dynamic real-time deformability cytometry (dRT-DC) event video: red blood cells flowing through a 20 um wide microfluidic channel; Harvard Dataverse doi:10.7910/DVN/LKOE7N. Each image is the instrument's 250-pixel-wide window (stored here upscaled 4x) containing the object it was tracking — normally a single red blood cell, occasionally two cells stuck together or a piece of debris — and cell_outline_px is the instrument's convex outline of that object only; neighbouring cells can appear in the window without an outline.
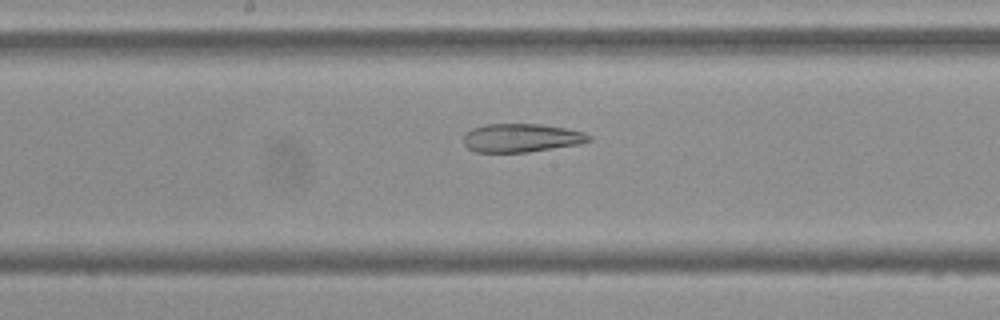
{"species": "Egyptian fruit bat (a non-hibernating species)", "species_latin": "Rousettus aegyptiacus", "temperature_condition": "cold", "stored_images_in_passage": 54, "camera_frame_rate_fps": 3000, "um_per_image_px": 0.085, "frame": {"image": 1, "passage_image": 28, "time_ms": 9.0, "image_size_px": [1000, 320], "cell_outline_px": [[592, 140], [580, 144], [528, 152], [476, 152], [468, 148], [464, 144], [464, 136], [472, 128], [484, 124], [540, 124], [564, 128], [584, 132], [592, 136]], "centroid_in_image_um": [44.33, 11.72], "position_along_channel_um": 203.9, "area_um2": 20.81}}
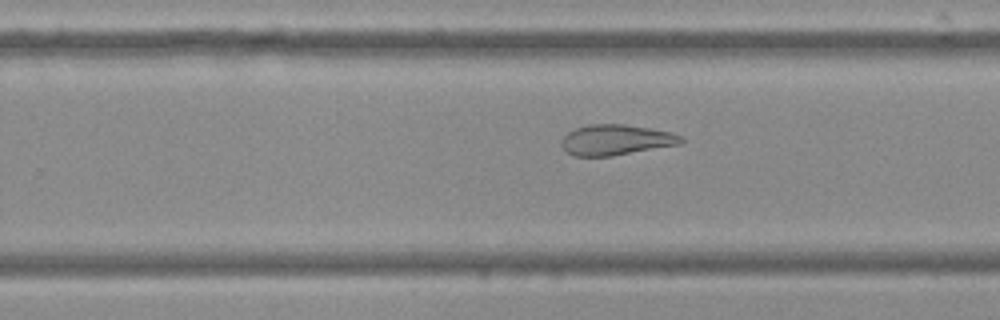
{"frame": {"image": 2, "passage_image": 34, "time_ms": 11.0, "image_size_px": [1000, 320], "cell_outline_px": [[684, 140], [680, 144], [612, 156], [576, 156], [568, 152], [560, 144], [560, 140], [568, 132], [576, 128], [588, 124], [624, 124], [672, 132], [680, 136]], "centroid_in_image_um": [52.34, 11.88], "position_along_channel_um": 277.5, "area_um2": 21.15}}
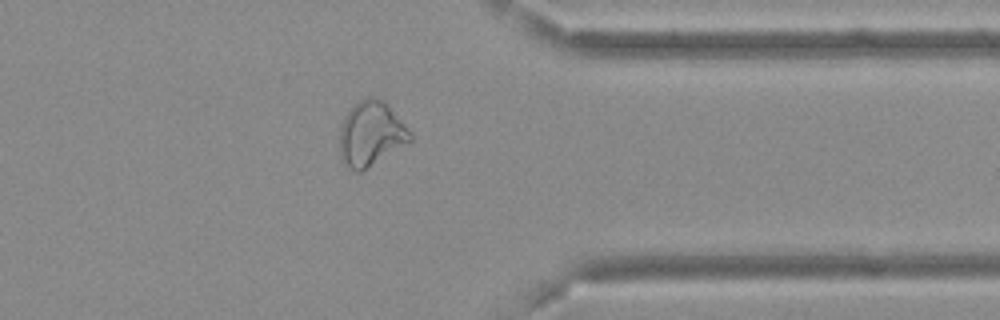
{"frame": {"image": 3, "passage_image": 43, "time_ms": 14.0, "image_size_px": [1000, 320], "cell_outline_px": [[412, 140], [360, 172], [356, 172], [348, 168], [344, 164], [340, 156], [340, 128], [344, 116], [360, 100], [368, 96], [376, 96], [384, 100], [412, 132]], "centroid_in_image_um": [31.53, 11.36], "position_along_channel_um": 379.9, "area_um2": 26.47}, "authors_computed_cell_mechanics": {"area_um2": 27.6862, "velocity_mm_per_s": 3.6847, "shape_relaxation_time_tau1_ms": null, "shape_relaxation_time_tau2_ms": 3.2633, "deformation_change_tau1": null, "deformation_change_tau2": 0.1153}}